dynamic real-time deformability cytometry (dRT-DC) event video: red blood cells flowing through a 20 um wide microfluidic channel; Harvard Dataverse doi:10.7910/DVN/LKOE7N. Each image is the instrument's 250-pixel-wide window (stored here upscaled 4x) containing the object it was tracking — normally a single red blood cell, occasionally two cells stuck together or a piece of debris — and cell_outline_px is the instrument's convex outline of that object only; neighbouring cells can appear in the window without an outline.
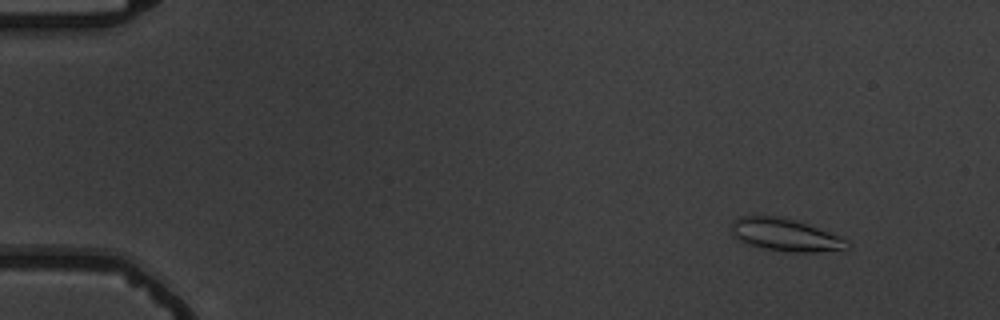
{"species": "common noctule bat (a hibernating species)", "species_latin": "Nyctalus noctula", "temperature_condition": "warm", "stored_images_in_passage": 7, "camera_frame_rate_fps": 3000, "um_per_image_px": 0.085, "animal": {"sex": "male", "body_mass_g": 19.5, "forearm_length_mm": 54.6}, "frame": {"image": 1, "passage_image": 2, "time_ms": 1.333, "image_size_px": [1000, 320], "cell_outline_px": [[848, 248], [812, 252], [784, 252], [764, 248], [740, 240], [732, 232], [732, 220], [744, 216], [776, 216], [796, 220], [840, 236], [848, 240]], "centroid_in_image_um": [66.77, 19.96], "position_along_channel_um": 18.2, "area_um2": 21.5}}
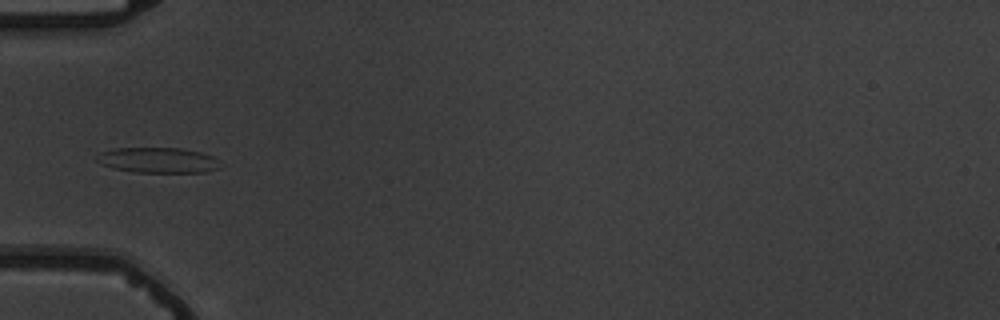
{"frame": {"image": 2, "passage_image": 6, "time_ms": 6.0, "image_size_px": [1000, 320], "cell_outline_px": [[224, 164], [220, 168], [204, 172], [132, 172], [112, 168], [100, 164], [96, 160], [96, 156], [100, 152], [116, 148], [180, 148], [200, 152], [212, 156]], "centroid_in_image_um": [13.43, 13.62], "position_along_channel_um": 71.6, "area_um2": 18.44}}